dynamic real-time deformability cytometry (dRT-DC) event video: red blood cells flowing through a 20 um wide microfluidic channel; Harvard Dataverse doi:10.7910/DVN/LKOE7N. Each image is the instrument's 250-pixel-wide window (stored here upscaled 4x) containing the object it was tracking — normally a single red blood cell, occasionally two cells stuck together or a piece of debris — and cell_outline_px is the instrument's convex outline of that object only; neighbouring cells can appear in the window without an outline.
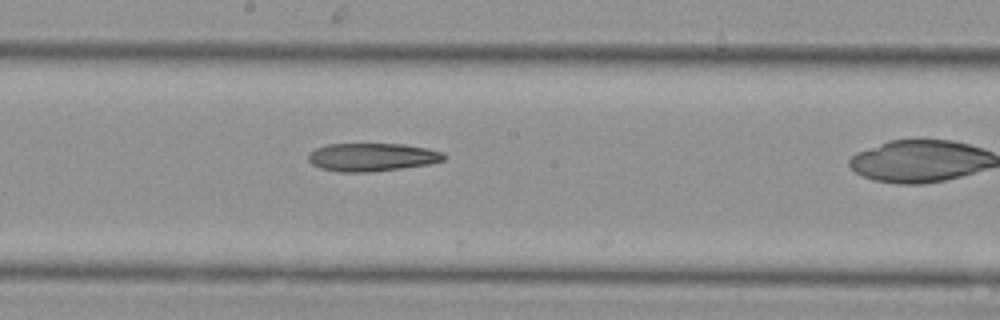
{"species": "Egyptian fruit bat (a non-hibernating species)", "species_latin": "Rousettus aegyptiacus", "temperature_condition": "cold", "stored_images_in_passage": 16, "camera_frame_rate_fps": 3000, "um_per_image_px": 0.085, "animal": {"sex": "female"}, "frame": {"image": 1, "passage_image": 11, "time_ms": 3.333, "image_size_px": [1000, 320], "cell_outline_px": [[448, 156], [444, 160], [428, 164], [372, 172], [340, 172], [320, 168], [312, 164], [308, 160], [308, 152], [316, 148], [328, 144], [404, 144], [428, 148], [444, 152]], "centroid_in_image_um": [31.63, 13.35], "position_along_channel_um": 216.6, "area_um2": 22.37}}
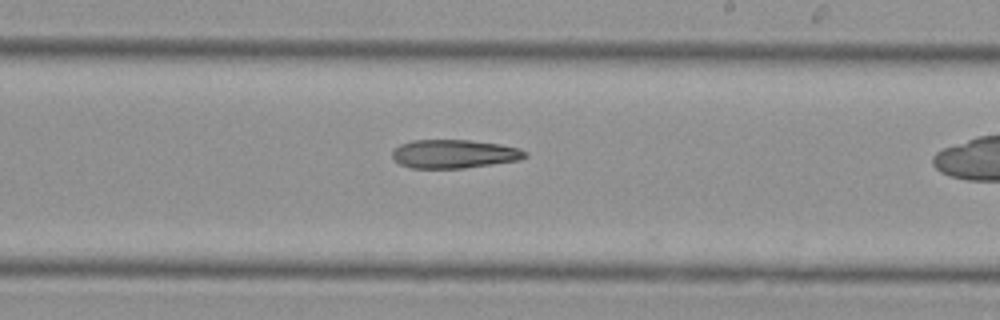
{"frame": {"image": 2, "passage_image": 13, "time_ms": 4.0, "image_size_px": [1000, 320], "cell_outline_px": [[528, 156], [520, 160], [464, 168], [412, 168], [400, 164], [392, 156], [392, 152], [400, 144], [412, 140], [468, 140], [500, 144], [520, 148], [528, 152]], "centroid_in_image_um": [38.64, 13.08], "position_along_channel_um": 250.4, "area_um2": 22.14}}
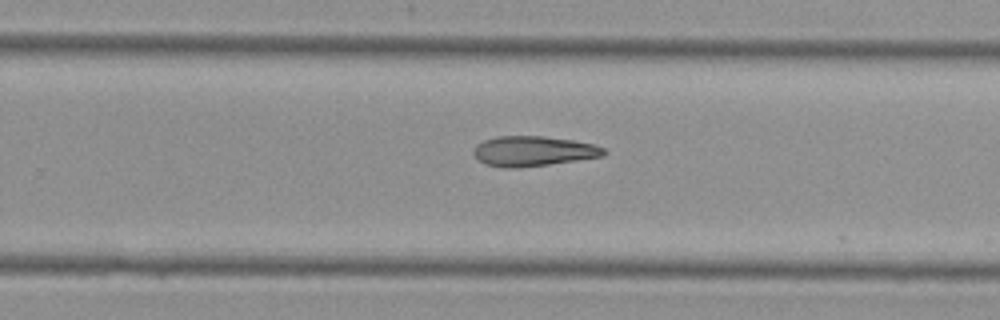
{"frame": {"image": 3, "passage_image": 15, "time_ms": 4.667, "image_size_px": [1000, 320], "cell_outline_px": [[608, 152], [604, 156], [548, 164], [512, 168], [504, 168], [484, 164], [472, 152], [476, 144], [484, 140], [496, 136], [544, 136], [572, 140], [596, 144], [604, 148]], "centroid_in_image_um": [45.33, 12.84], "position_along_channel_um": 284.5, "area_um2": 22.83}}